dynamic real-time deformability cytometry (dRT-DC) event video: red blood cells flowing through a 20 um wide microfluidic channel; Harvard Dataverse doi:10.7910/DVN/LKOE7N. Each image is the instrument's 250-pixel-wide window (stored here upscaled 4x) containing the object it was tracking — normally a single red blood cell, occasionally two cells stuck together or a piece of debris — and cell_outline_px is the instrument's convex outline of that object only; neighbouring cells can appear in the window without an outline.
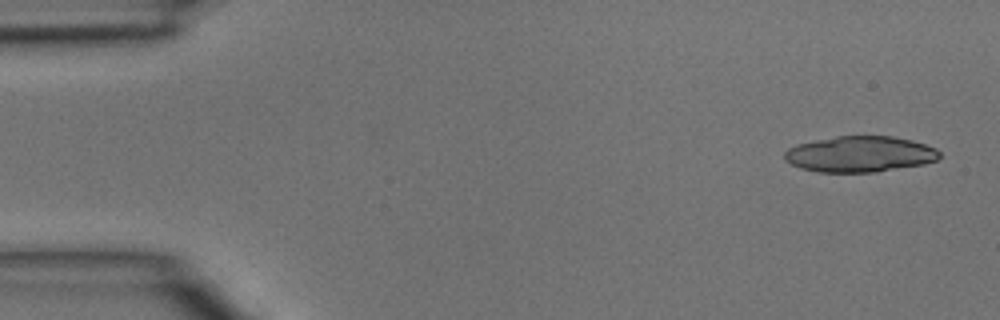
{"species": "common noctule bat (a hibernating species)", "species_latin": "Nyctalus noctula", "temperature_condition": "room temperature", "stored_images_in_passage": 4, "camera_frame_rate_fps": 3000, "um_per_image_px": 0.085, "animal": {"sex": "male", "body_mass_g": 15.6}, "frame": {"image": 1, "passage_image": 1, "time_ms": 0.0, "image_size_px": [1000, 320], "cell_outline_px": [[940, 156], [936, 160], [924, 164], [876, 172], [816, 172], [800, 168], [784, 160], [784, 152], [788, 148], [796, 144], [836, 136], [892, 136], [912, 140], [936, 148], [940, 152]], "centroid_in_image_um": [73.08, 13.1], "position_along_channel_um": 11.9, "area_um2": 32.54}}